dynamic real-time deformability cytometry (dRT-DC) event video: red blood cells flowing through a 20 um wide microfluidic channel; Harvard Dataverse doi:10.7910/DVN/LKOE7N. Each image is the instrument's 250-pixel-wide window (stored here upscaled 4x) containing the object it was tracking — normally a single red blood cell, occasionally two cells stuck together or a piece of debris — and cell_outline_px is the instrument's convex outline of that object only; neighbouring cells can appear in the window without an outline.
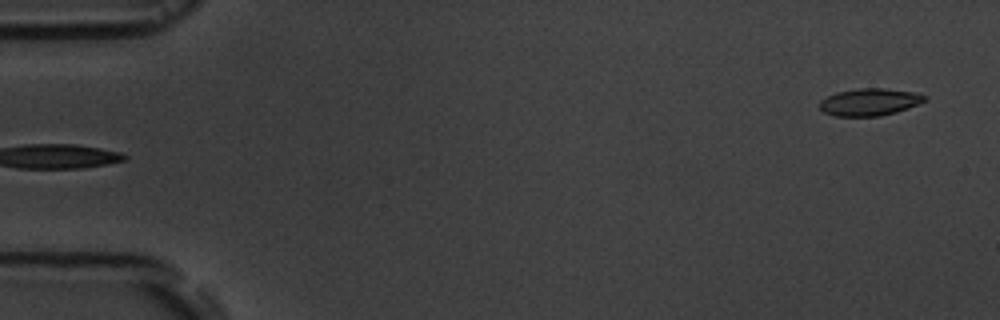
{"species": "common noctule bat (a hibernating species)", "species_latin": "Nyctalus noctula", "temperature_condition": "room temperature", "stored_images_in_passage": 6, "segment_of_instrument_passage": [2, 2], "camera_frame_rate_fps": 3000, "um_per_image_px": 0.085, "animal": {"sex": "male", "body_mass_g": 19.5, "forearm_length_mm": 54.6}, "frame": {"image": 1, "passage_image": 6, "time_ms": 5.667, "image_size_px": [1000, 320], "cell_outline_px": [[928, 100], [908, 108], [896, 112], [880, 116], [836, 116], [824, 112], [820, 108], [820, 100], [836, 92], [856, 88], [884, 88], [912, 92], [928, 96]], "centroid_in_image_um": [73.93, 8.67], "position_along_channel_um": 11.1, "area_um2": 16.7}}